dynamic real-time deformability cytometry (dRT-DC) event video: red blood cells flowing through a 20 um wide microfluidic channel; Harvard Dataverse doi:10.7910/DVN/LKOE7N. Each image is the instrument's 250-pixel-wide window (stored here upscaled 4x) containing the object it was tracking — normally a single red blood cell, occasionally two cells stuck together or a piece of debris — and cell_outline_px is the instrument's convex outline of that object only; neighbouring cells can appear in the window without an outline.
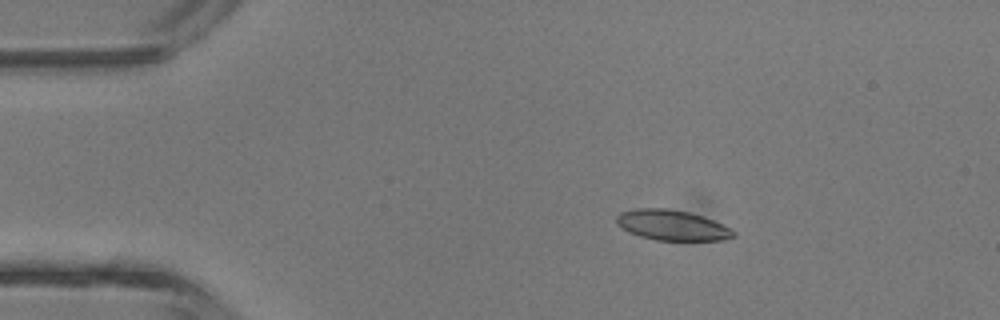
{"species": "common noctule bat (a hibernating species)", "species_latin": "Nyctalus noctula", "temperature_condition": "room temperature", "stored_images_in_passage": 2, "camera_frame_rate_fps": 3000, "um_per_image_px": 0.085, "animal": {"sex": "male", "body_mass_g": 13.3}, "frame": {"image": 1, "passage_image": 2, "time_ms": 1.0, "image_size_px": [1000, 320], "cell_outline_px": [[736, 236], [724, 240], [656, 240], [640, 236], [628, 232], [616, 224], [616, 216], [620, 212], [636, 208], [664, 208], [688, 212], [704, 216], [732, 228], [736, 232]], "centroid_in_image_um": [57.14, 19.14], "position_along_channel_um": 27.9, "area_um2": 20.87}}